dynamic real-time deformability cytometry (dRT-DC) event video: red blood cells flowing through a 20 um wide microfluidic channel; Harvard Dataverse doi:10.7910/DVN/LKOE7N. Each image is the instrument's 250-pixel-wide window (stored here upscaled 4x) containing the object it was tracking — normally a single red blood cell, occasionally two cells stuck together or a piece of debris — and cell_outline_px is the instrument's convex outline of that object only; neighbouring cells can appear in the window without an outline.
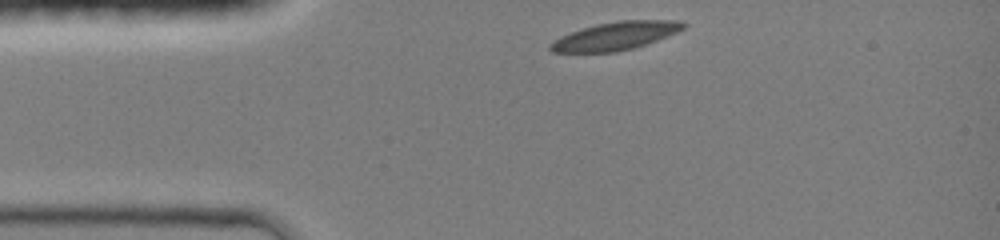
{"species": "common noctule bat (a hibernating species)", "species_latin": "Nyctalus noctula", "temperature_condition": "room temperature", "stored_images_in_passage": 13, "camera_frame_rate_fps": 3000, "um_per_image_px": 0.085, "animal": {"sex": "female", "body_mass_g": 19.0, "forearm_length_mm": 51.5}, "frame": {"image": 1, "passage_image": 1, "time_ms": 0.0, "image_size_px": [1000, 240], "cell_outline_px": [[688, 24], [684, 28], [676, 32], [656, 40], [632, 48], [616, 52], [552, 52], [548, 48], [548, 44], [560, 36], [596, 24], [620, 20], [680, 20]], "centroid_in_image_um": [52.3, 3.05], "position_along_channel_um": 32.7, "area_um2": 21.56}}
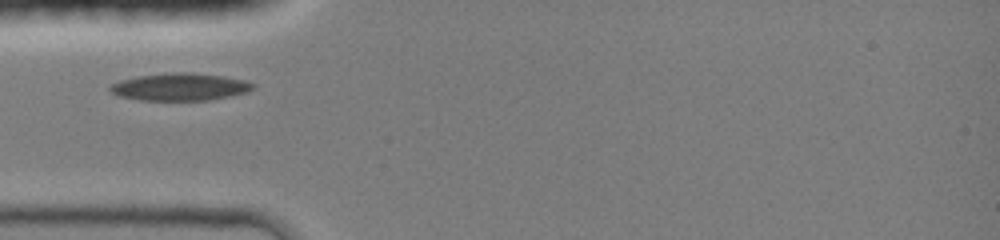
{"frame": {"image": 2, "passage_image": 8, "time_ms": 1.667, "image_size_px": [1000, 240], "cell_outline_px": [[256, 88], [248, 92], [232, 96], [208, 100], [140, 100], [116, 96], [108, 88], [112, 84], [120, 80], [140, 76], [172, 72], [192, 72], [224, 76], [244, 80], [256, 84]], "centroid_in_image_um": [15.34, 7.39], "position_along_channel_um": 69.7, "area_um2": 23.0}}
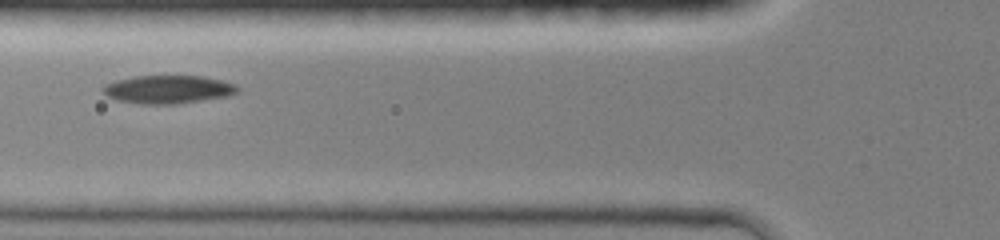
{"frame": {"image": 3, "passage_image": 12, "time_ms": 2.667, "image_size_px": [1000, 240], "cell_outline_px": [[240, 88], [236, 92], [228, 96], [176, 104], [140, 104], [116, 100], [108, 96], [100, 88], [104, 84], [116, 80], [132, 76], [200, 76], [220, 80], [236, 84]], "centroid_in_image_um": [14.25, 7.6], "position_along_channel_um": 111.6, "area_um2": 22.14}}